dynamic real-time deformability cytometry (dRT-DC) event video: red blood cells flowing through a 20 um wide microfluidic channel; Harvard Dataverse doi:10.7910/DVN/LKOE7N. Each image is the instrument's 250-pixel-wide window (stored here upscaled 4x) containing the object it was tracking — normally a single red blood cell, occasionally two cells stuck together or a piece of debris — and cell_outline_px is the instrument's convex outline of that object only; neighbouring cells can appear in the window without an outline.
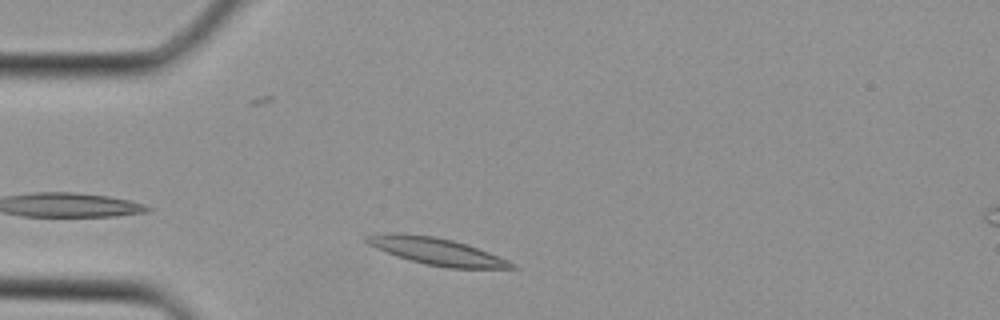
{"species": "Egyptian fruit bat (a non-hibernating species)", "species_latin": "Rousettus aegyptiacus", "temperature_condition": "cold", "stored_images_in_passage": 21, "camera_frame_rate_fps": 3000, "um_per_image_px": 0.085, "animal": {"sex": "female"}, "frame": {"image": 1, "passage_image": 2, "time_ms": 0.333, "image_size_px": [1000, 320], "cell_outline_px": [[516, 268], [448, 268], [424, 264], [396, 256], [376, 248], [368, 244], [364, 240], [364, 236], [388, 232], [396, 232], [432, 236], [452, 240], [488, 252], [508, 260], [516, 264]], "centroid_in_image_um": [37.06, 21.36], "position_along_channel_um": 47.9, "area_um2": 22.66}}
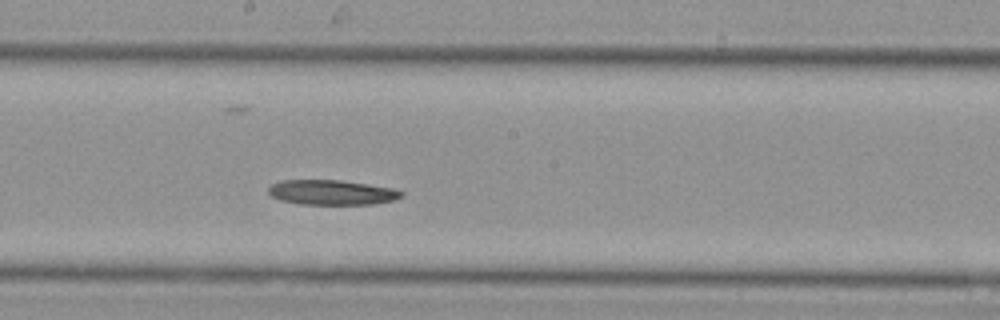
{"frame": {"image": 2, "passage_image": 12, "time_ms": 3.667, "image_size_px": [1000, 320], "cell_outline_px": [[404, 196], [396, 200], [372, 204], [300, 204], [280, 200], [272, 196], [268, 192], [268, 188], [272, 184], [284, 180], [340, 180], [368, 184], [392, 188], [404, 192]], "centroid_in_image_um": [28.23, 16.36], "position_along_channel_um": 220.0, "area_um2": 19.31}}
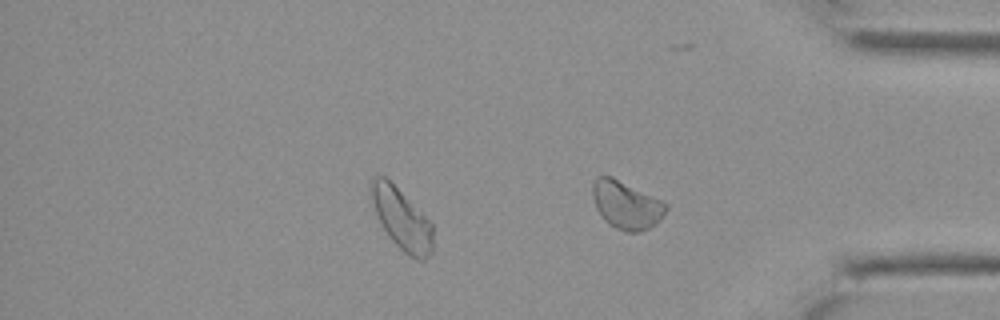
{"frame": {"image": 3, "passage_image": 21, "time_ms": 6.667, "image_size_px": [1000, 320], "cell_outline_px": [[668, 208], [660, 220], [656, 224], [640, 232], [624, 232], [608, 224], [600, 216], [596, 208], [592, 196], [592, 184], [596, 176], [612, 176], [668, 204]], "centroid_in_image_um": [53.21, 17.43], "position_along_channel_um": 382.0, "area_um2": 20.58}}